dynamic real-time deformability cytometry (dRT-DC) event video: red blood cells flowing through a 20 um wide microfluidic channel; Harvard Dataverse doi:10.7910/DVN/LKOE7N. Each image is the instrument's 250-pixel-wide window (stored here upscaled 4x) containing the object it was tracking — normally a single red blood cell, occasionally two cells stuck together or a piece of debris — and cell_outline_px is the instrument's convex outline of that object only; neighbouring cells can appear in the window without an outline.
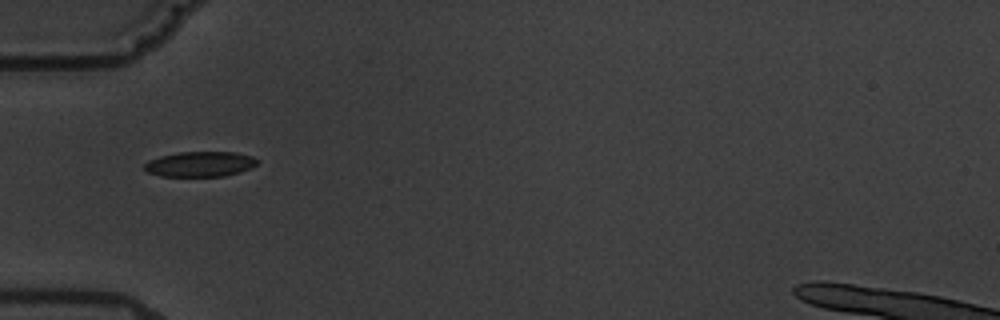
{"species": "common noctule bat (a hibernating species)", "species_latin": "Nyctalus noctula", "temperature_condition": "warm", "stored_images_in_passage": 4, "camera_frame_rate_fps": 3000, "um_per_image_px": 0.085, "animal": {"sex": "male", "body_mass_g": 19.5, "forearm_length_mm": 54.6}, "frame": {"image": 1, "passage_image": 1, "time_ms": 0.0, "image_size_px": [1000, 320], "cell_outline_px": [[260, 160], [252, 168], [240, 172], [224, 176], [160, 176], [148, 172], [144, 168], [144, 164], [148, 160], [160, 156], [180, 152], [236, 152], [252, 156]], "centroid_in_image_um": [17.03, 13.94], "position_along_channel_um": 68.0, "area_um2": 16.65}}
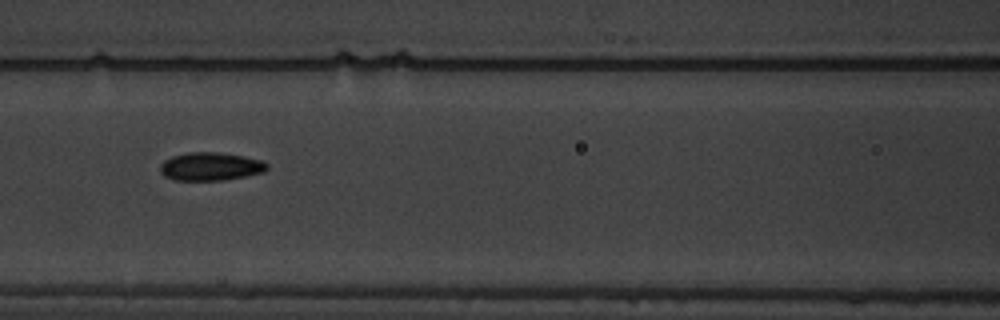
{"frame": {"image": 2, "passage_image": 3, "time_ms": 2.333, "image_size_px": [1000, 320], "cell_outline_px": [[268, 168], [264, 172], [224, 180], [176, 180], [164, 176], [160, 172], [160, 164], [164, 160], [172, 156], [188, 152], [220, 152], [244, 156], [264, 160], [268, 164]], "centroid_in_image_um": [17.91, 14.14], "position_along_channel_um": 148.7, "area_um2": 17.69}}
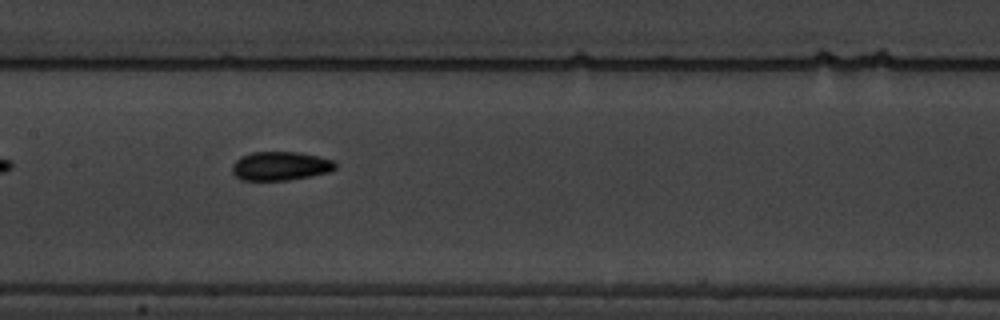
{"frame": {"image": 3, "passage_image": 4, "time_ms": 3.333, "image_size_px": [1000, 320], "cell_outline_px": [[336, 168], [332, 172], [288, 180], [240, 180], [232, 172], [232, 164], [240, 156], [252, 152], [296, 152], [320, 156], [332, 160], [336, 164]], "centroid_in_image_um": [23.84, 14.11], "position_along_channel_um": 183.6, "area_um2": 17.46}}